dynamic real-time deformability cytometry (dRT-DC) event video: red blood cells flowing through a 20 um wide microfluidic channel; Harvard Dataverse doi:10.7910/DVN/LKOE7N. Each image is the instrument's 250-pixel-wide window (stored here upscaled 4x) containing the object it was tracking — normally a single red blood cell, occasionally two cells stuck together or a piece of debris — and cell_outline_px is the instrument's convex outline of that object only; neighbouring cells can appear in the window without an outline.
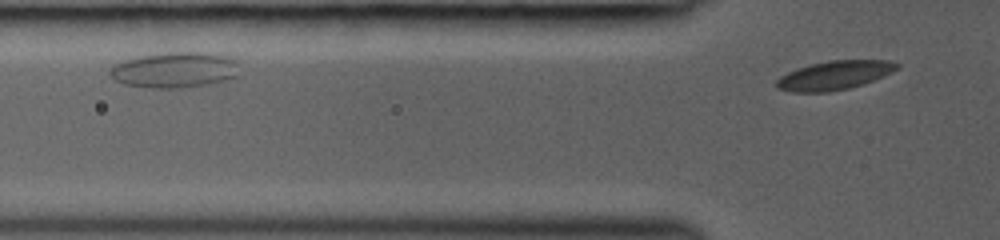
{"species": "common noctule bat (a hibernating species)", "species_latin": "Nyctalus noctula", "temperature_condition": "room temperature", "stored_images_in_passage": 4, "segment_of_instrument_passage": [2, 2], "camera_frame_rate_fps": 3000, "um_per_image_px": 0.085, "animal": {"sex": "female", "body_mass_g": 19.0, "forearm_length_mm": 53.3}, "frame": {"image": 1, "passage_image": 4, "time_ms": 1.333, "image_size_px": [1000, 240], "cell_outline_px": [[900, 68], [892, 72], [864, 84], [848, 88], [828, 92], [792, 92], [776, 88], [776, 80], [780, 76], [796, 68], [828, 60], [892, 60], [900, 64]], "centroid_in_image_um": [70.94, 6.39], "position_along_channel_um": 54.9, "area_um2": 20.4}}